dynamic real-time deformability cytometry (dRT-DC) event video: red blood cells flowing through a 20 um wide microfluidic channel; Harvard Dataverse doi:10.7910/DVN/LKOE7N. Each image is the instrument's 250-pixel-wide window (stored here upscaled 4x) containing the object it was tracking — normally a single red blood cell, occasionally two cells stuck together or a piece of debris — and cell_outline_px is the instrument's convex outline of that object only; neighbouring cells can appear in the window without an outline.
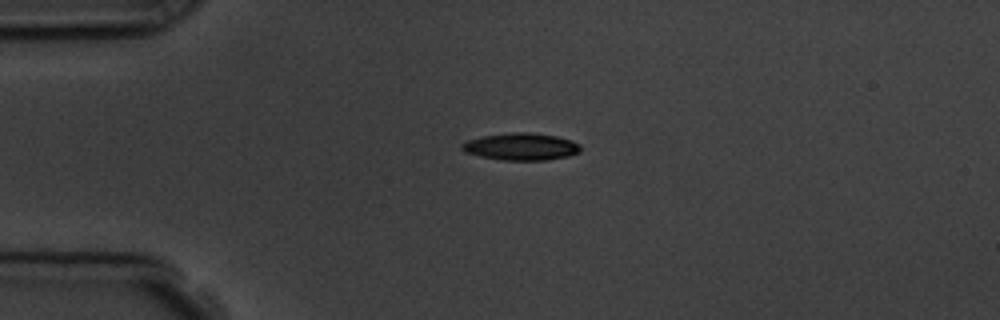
{"species": "common noctule bat (a hibernating species)", "species_latin": "Nyctalus noctula", "temperature_condition": "room temperature", "stored_images_in_passage": 4, "camera_frame_rate_fps": 3000, "um_per_image_px": 0.085, "animal": {"sex": "male", "body_mass_g": 19.5, "forearm_length_mm": 54.6}, "frame": {"image": 1, "passage_image": 3, "time_ms": 3.0, "image_size_px": [1000, 320], "cell_outline_px": [[580, 152], [568, 156], [548, 160], [504, 160], [480, 156], [464, 152], [460, 148], [460, 144], [468, 140], [484, 136], [512, 132], [528, 132], [556, 136], [572, 140], [580, 144]], "centroid_in_image_um": [44.3, 12.46], "position_along_channel_um": 40.7, "area_um2": 18.79}}